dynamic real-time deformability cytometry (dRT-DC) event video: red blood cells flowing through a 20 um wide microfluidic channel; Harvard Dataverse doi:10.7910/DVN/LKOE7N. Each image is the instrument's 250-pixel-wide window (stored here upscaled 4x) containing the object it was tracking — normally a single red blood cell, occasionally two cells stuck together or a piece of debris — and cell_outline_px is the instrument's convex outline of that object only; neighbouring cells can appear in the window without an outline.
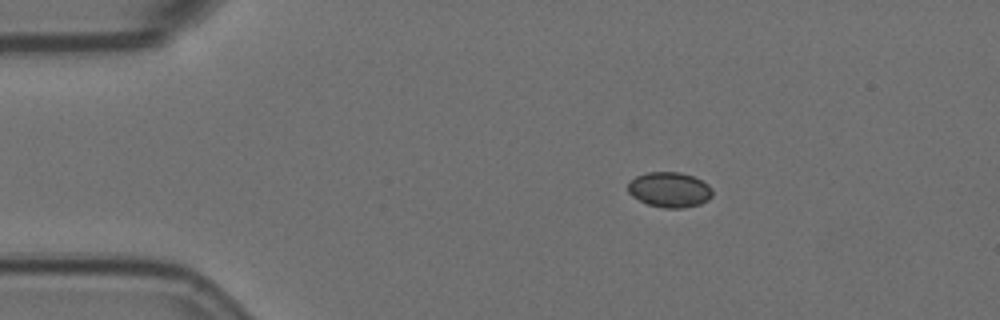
{"species": "Egyptian fruit bat (a non-hibernating species)", "species_latin": "Rousettus aegyptiacus", "temperature_condition": "room temperature", "stored_images_in_passage": 3, "camera_frame_rate_fps": 3000, "um_per_image_px": 0.085, "animal": {"sex": "female"}, "frame": {"image": 1, "passage_image": 2, "time_ms": 0.333, "image_size_px": [1000, 320], "cell_outline_px": [[712, 196], [708, 200], [700, 204], [680, 208], [664, 208], [648, 204], [632, 196], [628, 192], [628, 184], [636, 176], [648, 172], [680, 172], [692, 176], [708, 184], [712, 188]], "centroid_in_image_um": [56.92, 16.12], "position_along_channel_um": 28.1, "area_um2": 17.22}}